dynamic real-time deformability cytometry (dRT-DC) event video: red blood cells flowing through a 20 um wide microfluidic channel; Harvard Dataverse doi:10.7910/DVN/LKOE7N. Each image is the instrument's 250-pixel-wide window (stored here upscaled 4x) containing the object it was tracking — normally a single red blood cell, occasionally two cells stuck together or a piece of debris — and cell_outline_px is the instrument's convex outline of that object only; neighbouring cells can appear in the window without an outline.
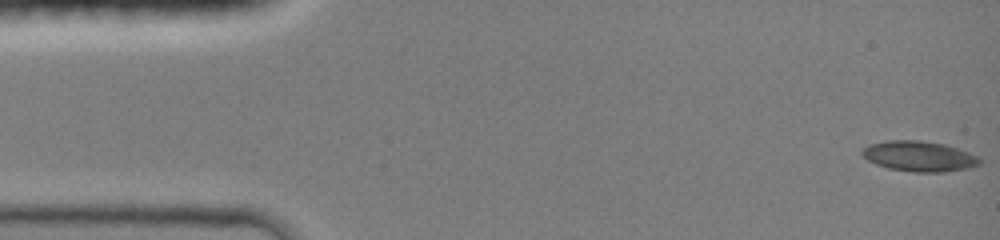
{"species": "common noctule bat (a hibernating species)", "species_latin": "Nyctalus noctula", "temperature_condition": "room temperature", "stored_images_in_passage": 46, "camera_frame_rate_fps": 3000, "um_per_image_px": 0.085, "animal": {"sex": "female", "body_mass_g": 19.0, "forearm_length_mm": 51.5}, "frame": {"image": 1, "passage_image": 1, "time_ms": 0.0, "image_size_px": [1000, 240], "cell_outline_px": [[980, 164], [964, 168], [940, 172], [916, 172], [888, 168], [876, 164], [868, 160], [860, 152], [864, 148], [872, 144], [888, 140], [920, 140], [944, 144], [968, 152], [976, 156], [980, 160]], "centroid_in_image_um": [78.09, 13.27], "position_along_channel_um": 6.9, "area_um2": 20.35}}
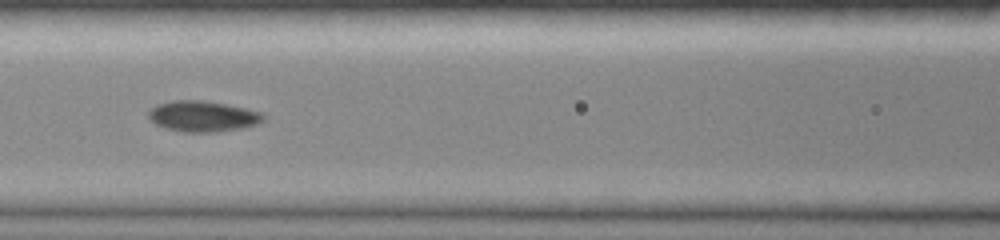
{"frame": {"image": 2, "passage_image": 20, "time_ms": 6.333, "image_size_px": [1000, 240], "cell_outline_px": [[264, 120], [256, 124], [240, 128], [208, 132], [184, 132], [168, 128], [156, 124], [148, 116], [148, 112], [156, 104], [172, 100], [200, 100], [224, 104], [244, 108], [260, 112], [264, 116]], "centroid_in_image_um": [17.2, 9.87], "position_along_channel_um": 149.4, "area_um2": 20.17}}
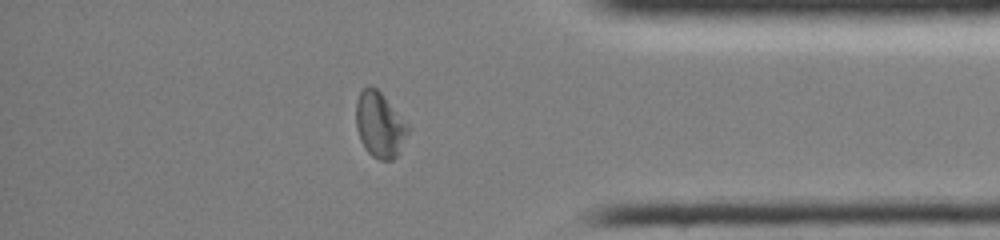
{"frame": {"image": 3, "passage_image": 39, "time_ms": 12.667, "image_size_px": [1000, 240], "cell_outline_px": [[412, 128], [396, 156], [392, 160], [380, 160], [372, 156], [364, 148], [360, 140], [356, 128], [356, 100], [360, 92], [368, 84], [372, 84], [384, 96]], "centroid_in_image_um": [32.27, 10.6], "position_along_channel_um": 402.9, "area_um2": 20.06}, "authors_computed_cell_mechanics": {"area_um2": 19.4208, "velocity_mm_per_s": 4.162, "shape_relaxation_time_tau1_ms": 3.5327, "shape_relaxation_time_tau2_ms": 3.0976, "deformation_change_tau1": 0.1504, "deformation_change_tau2": 0.0751}}